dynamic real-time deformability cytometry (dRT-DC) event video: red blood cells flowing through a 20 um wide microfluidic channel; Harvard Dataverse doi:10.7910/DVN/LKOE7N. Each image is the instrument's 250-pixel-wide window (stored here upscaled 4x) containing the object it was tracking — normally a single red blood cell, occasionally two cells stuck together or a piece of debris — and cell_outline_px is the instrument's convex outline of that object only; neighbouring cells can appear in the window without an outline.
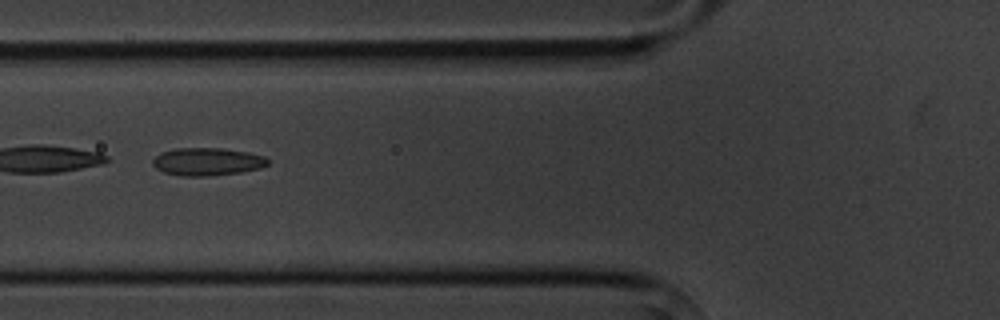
{"species": "common noctule bat (a hibernating species)", "species_latin": "Nyctalus noctula", "temperature_condition": "cold", "stored_images_in_passage": 10, "camera_frame_rate_fps": 3000, "um_per_image_px": 0.085, "animal": {"sex": "male", "body_mass_g": 20.1, "forearm_length_mm": 53.5}, "frame": {"image": 1, "passage_image": 5, "time_ms": 4.667, "image_size_px": [1000, 320], "cell_outline_px": [[268, 164], [260, 168], [244, 172], [208, 176], [184, 176], [164, 172], [156, 168], [152, 164], [152, 160], [160, 152], [176, 148], [224, 148], [248, 152], [264, 156], [268, 160]], "centroid_in_image_um": [17.62, 13.74], "position_along_channel_um": 108.2, "area_um2": 18.73}}
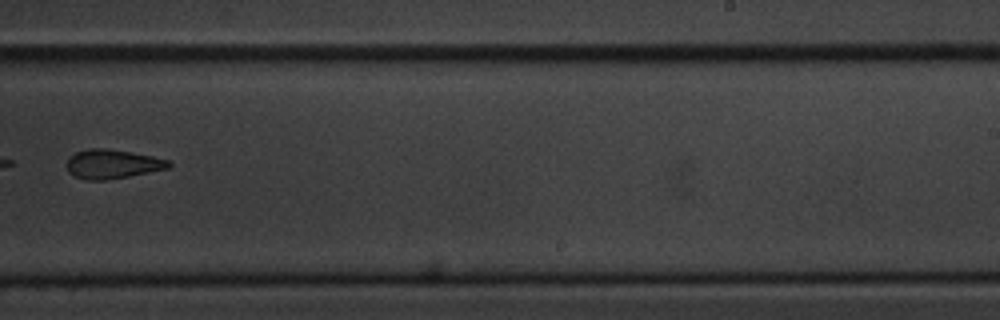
{"frame": {"image": 2, "passage_image": 9, "time_ms": 9.333, "image_size_px": [1000, 320], "cell_outline_px": [[172, 164], [168, 168], [128, 176], [104, 180], [88, 180], [76, 176], [68, 172], [68, 156], [76, 152], [88, 148], [108, 148], [132, 152], [152, 156], [168, 160]], "centroid_in_image_um": [9.54, 13.92], "position_along_channel_um": 279.5, "area_um2": 17.17}}
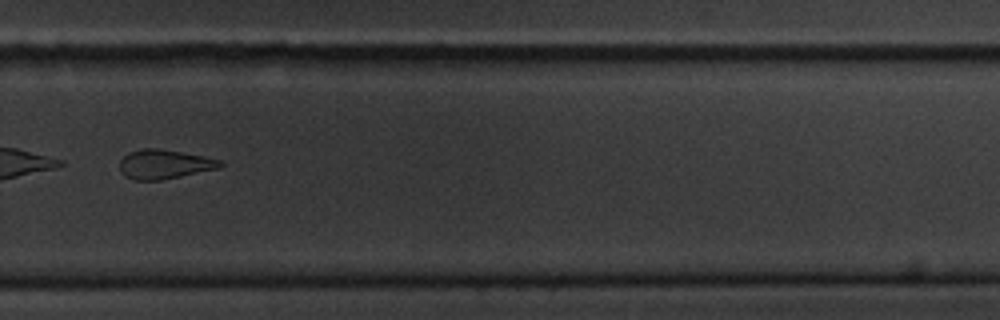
{"frame": {"image": 3, "passage_image": 10, "time_ms": 10.333, "image_size_px": [1000, 320], "cell_outline_px": [[224, 164], [220, 168], [160, 180], [132, 180], [124, 176], [120, 172], [120, 160], [128, 152], [140, 148], [156, 148], [204, 156], [220, 160]], "centroid_in_image_um": [13.93, 13.96], "position_along_channel_um": 315.9, "area_um2": 17.17}}